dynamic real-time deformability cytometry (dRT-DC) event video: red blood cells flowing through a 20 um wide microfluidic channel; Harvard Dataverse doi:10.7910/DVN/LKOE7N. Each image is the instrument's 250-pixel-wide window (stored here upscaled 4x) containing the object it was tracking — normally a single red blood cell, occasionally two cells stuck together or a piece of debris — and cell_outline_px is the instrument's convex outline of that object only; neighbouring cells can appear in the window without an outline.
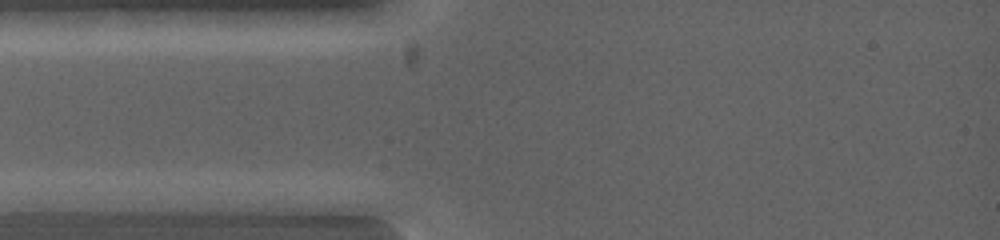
{"species": "common noctule bat (a hibernating species)", "species_latin": "Nyctalus noctula", "temperature_condition": "warm", "stored_images_in_passage": 3, "camera_frame_rate_fps": 5000, "um_per_image_px": 0.085, "animal": {"sex": "female", "body_mass_g": 19.0, "forearm_length_mm": 53.3}, "frame": {"image": 1, "passage_image": 1, "time_ms": 0.0, "image_size_px": [1000, 240], "cell_outline_px": [[124, 200], [76, 212], [28, 212], [12, 200], [40, 192], [112, 192]], "centroid_in_image_um": [5.58, 17.11], "position_along_channel_um": 79.4, "area_um2": 12.25}}